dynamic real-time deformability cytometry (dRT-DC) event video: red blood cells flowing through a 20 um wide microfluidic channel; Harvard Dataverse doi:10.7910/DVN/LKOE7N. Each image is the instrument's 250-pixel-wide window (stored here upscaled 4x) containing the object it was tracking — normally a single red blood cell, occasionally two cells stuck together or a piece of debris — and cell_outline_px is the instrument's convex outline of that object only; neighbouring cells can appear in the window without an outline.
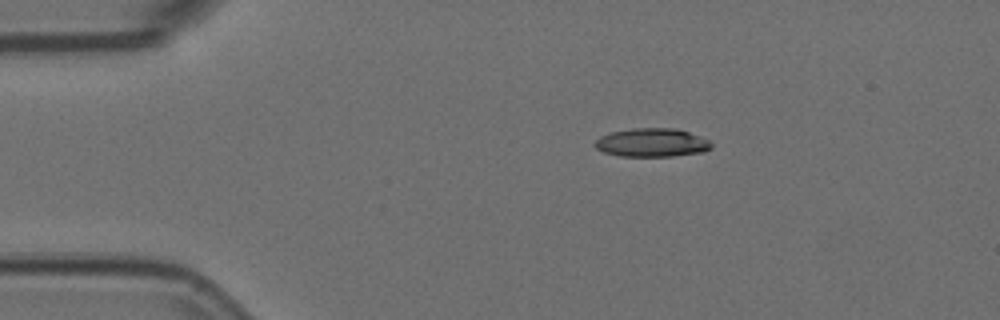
{"species": "Egyptian fruit bat (a non-hibernating species)", "species_latin": "Rousettus aegyptiacus", "temperature_condition": "room temperature", "stored_images_in_passage": 3, "camera_frame_rate_fps": 3000, "um_per_image_px": 0.085, "animal": {"sex": "female"}, "frame": {"image": 1, "passage_image": 1, "time_ms": 0.0, "image_size_px": [1000, 320], "cell_outline_px": [[712, 148], [704, 152], [672, 156], [620, 156], [604, 152], [596, 148], [596, 140], [600, 136], [608, 132], [632, 128], [676, 128], [700, 136], [708, 140], [712, 144]], "centroid_in_image_um": [55.42, 12.11], "position_along_channel_um": 29.6, "area_um2": 19.42}}